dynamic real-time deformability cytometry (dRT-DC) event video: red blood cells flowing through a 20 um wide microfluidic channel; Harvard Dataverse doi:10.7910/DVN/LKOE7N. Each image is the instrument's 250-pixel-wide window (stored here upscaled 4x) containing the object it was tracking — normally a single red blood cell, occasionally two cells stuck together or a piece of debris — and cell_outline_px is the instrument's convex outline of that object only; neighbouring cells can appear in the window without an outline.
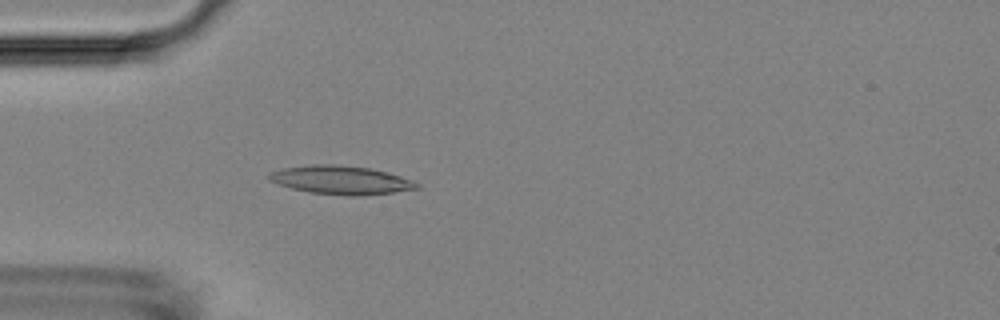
{"species": "Egyptian fruit bat (a non-hibernating species)", "species_latin": "Rousettus aegyptiacus", "temperature_condition": "room temperature", "stored_images_in_passage": 53, "camera_frame_rate_fps": 3000, "um_per_image_px": 0.085, "animal": {"sex": "female"}, "frame": {"image": 1, "passage_image": 15, "time_ms": 4.667, "image_size_px": [1000, 320], "cell_outline_px": [[420, 188], [392, 192], [356, 196], [352, 196], [308, 192], [292, 188], [268, 180], [268, 172], [280, 168], [312, 164], [336, 164], [368, 168], [388, 172], [412, 180], [420, 184]], "centroid_in_image_um": [28.95, 15.29], "position_along_channel_um": 56.1, "area_um2": 24.57}}
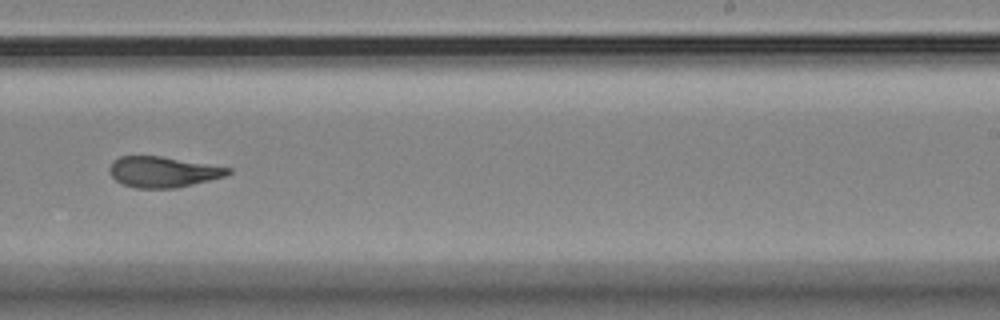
{"frame": {"image": 2, "passage_image": 33, "time_ms": 10.667, "image_size_px": [1000, 320], "cell_outline_px": [[232, 172], [224, 176], [176, 188], [136, 188], [124, 184], [116, 180], [112, 176], [108, 168], [112, 160], [120, 156], [160, 156], [232, 168]], "centroid_in_image_um": [13.82, 14.6], "position_along_channel_um": 275.2, "area_um2": 21.04}}
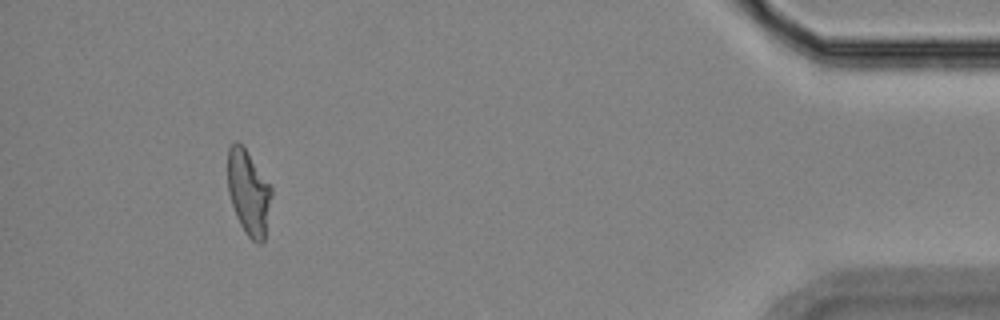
{"frame": {"image": 3, "passage_image": 49, "time_ms": 16.0, "image_size_px": [1000, 320], "cell_outline_px": [[272, 192], [264, 240], [260, 244], [256, 244], [248, 236], [240, 224], [236, 216], [228, 192], [228, 148], [236, 140], [244, 148], [272, 188]], "centroid_in_image_um": [21.12, 16.39], "position_along_channel_um": 414.1, "area_um2": 21.21}, "authors_computed_cell_mechanics": {"area_um2": 22.1374, "velocity_mm_per_s": 3.7356, "shape_relaxation_time_tau1_ms": null, "shape_relaxation_time_tau2_ms": 2.6331, "deformation_change_tau1": null, "deformation_change_tau2": 0.1057}}